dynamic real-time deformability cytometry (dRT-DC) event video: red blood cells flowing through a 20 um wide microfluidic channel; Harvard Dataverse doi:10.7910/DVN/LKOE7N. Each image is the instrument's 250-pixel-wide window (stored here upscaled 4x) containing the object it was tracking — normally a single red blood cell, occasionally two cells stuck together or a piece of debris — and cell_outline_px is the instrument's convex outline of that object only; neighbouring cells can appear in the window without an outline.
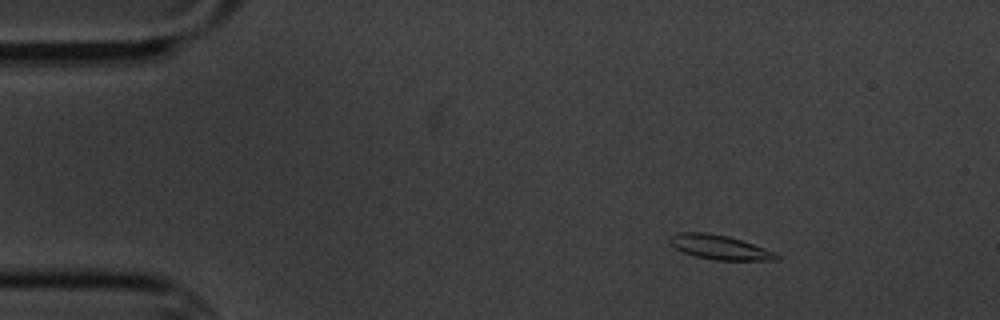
{"species": "common noctule bat (a hibernating species)", "species_latin": "Nyctalus noctula", "temperature_condition": "cold", "stored_images_in_passage": 9, "camera_frame_rate_fps": 3000, "um_per_image_px": 0.085, "animal": {"sex": "male", "body_mass_g": 20.1, "forearm_length_mm": 53.5}, "frame": {"image": 1, "passage_image": 2, "time_ms": 1.0, "image_size_px": [1000, 320], "cell_outline_px": [[780, 260], [716, 260], [696, 256], [684, 252], [668, 244], [668, 236], [680, 232], [704, 232], [728, 236], [776, 252], [780, 256]], "centroid_in_image_um": [61.14, 21.01], "position_along_channel_um": 23.9, "area_um2": 15.14}}
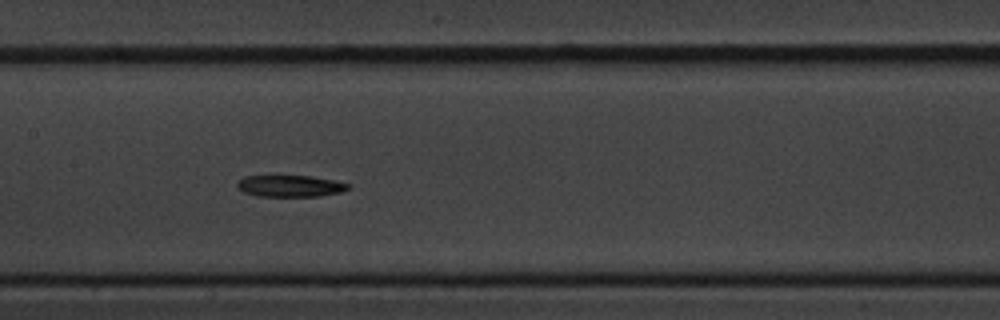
{"frame": {"image": 2, "passage_image": 7, "time_ms": 7.667, "image_size_px": [1000, 320], "cell_outline_px": [[352, 184], [348, 188], [340, 192], [320, 196], [256, 196], [244, 192], [236, 184], [244, 176], [308, 176], [332, 180]], "centroid_in_image_um": [24.67, 15.81], "position_along_channel_um": 182.7, "area_um2": 13.76}}
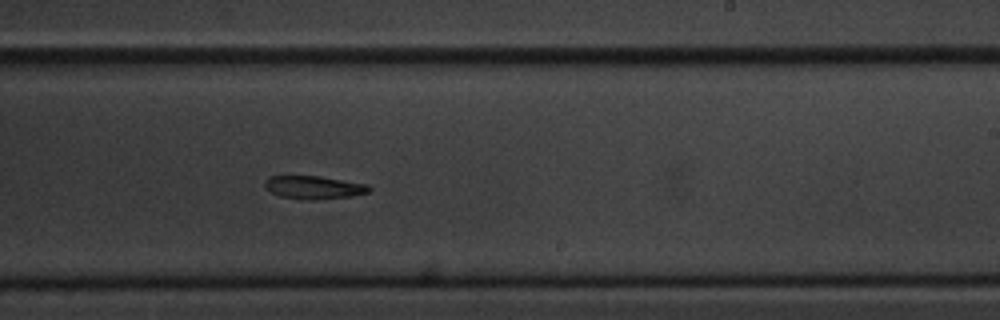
{"frame": {"image": 3, "passage_image": 9, "time_ms": 10.0, "image_size_px": [1000, 320], "cell_outline_px": [[372, 188], [368, 192], [352, 196], [280, 196], [264, 188], [264, 180], [268, 176], [320, 176], [368, 184]], "centroid_in_image_um": [26.66, 15.85], "position_along_channel_um": 262.3, "area_um2": 13.01}}